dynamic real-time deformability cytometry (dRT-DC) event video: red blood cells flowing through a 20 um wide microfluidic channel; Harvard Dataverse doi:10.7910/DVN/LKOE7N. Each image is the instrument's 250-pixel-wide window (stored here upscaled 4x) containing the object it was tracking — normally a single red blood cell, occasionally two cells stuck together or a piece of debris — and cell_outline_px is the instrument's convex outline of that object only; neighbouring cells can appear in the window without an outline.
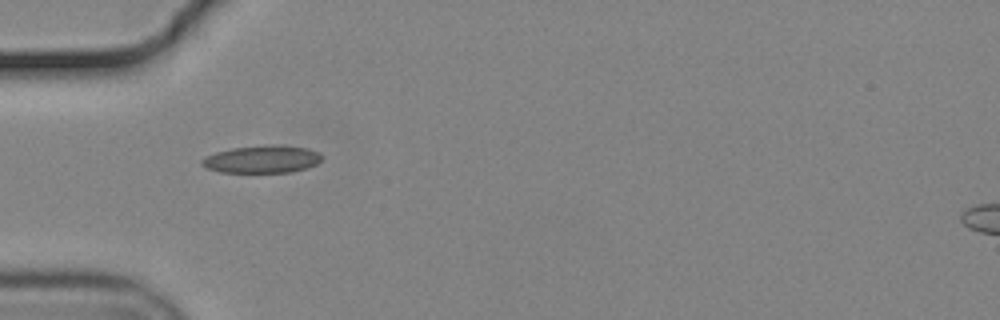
{"species": "common noctule bat (a hibernating species)", "species_latin": "Nyctalus noctula", "temperature_condition": "cold", "stored_images_in_passage": 13, "camera_frame_rate_fps": 3000, "um_per_image_px": 0.085, "animal": {"sex": "male", "body_mass_g": 19.2, "forearm_length_mm": 51.8}, "frame": {"image": 1, "passage_image": 1, "time_ms": 0.0, "image_size_px": [1000, 320], "cell_outline_px": [[324, 156], [316, 164], [304, 168], [288, 172], [220, 172], [208, 168], [200, 164], [200, 160], [204, 156], [216, 152], [232, 148], [272, 144], [308, 148], [320, 152]], "centroid_in_image_um": [22.26, 13.52], "position_along_channel_um": 62.7, "area_um2": 19.25}}
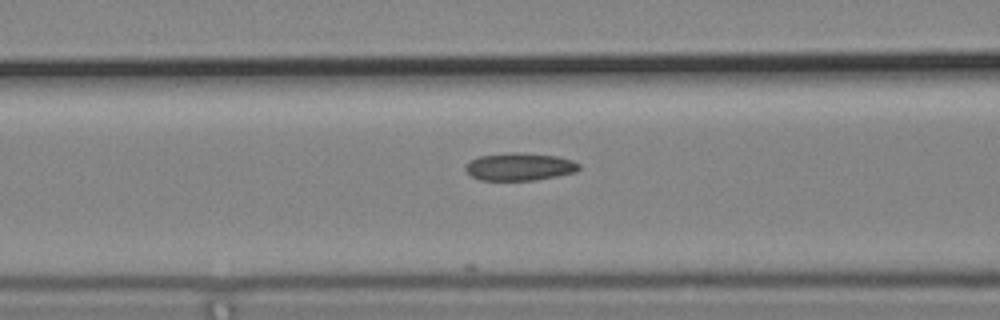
{"frame": {"image": 2, "passage_image": 6, "time_ms": 1.667, "image_size_px": [1000, 320], "cell_outline_px": [[580, 168], [576, 172], [536, 180], [480, 180], [472, 176], [464, 168], [472, 160], [480, 156], [512, 152], [524, 152], [556, 156], [572, 160], [580, 164]], "centroid_in_image_um": [44.2, 14.17], "position_along_channel_um": 122.4, "area_um2": 18.21}}
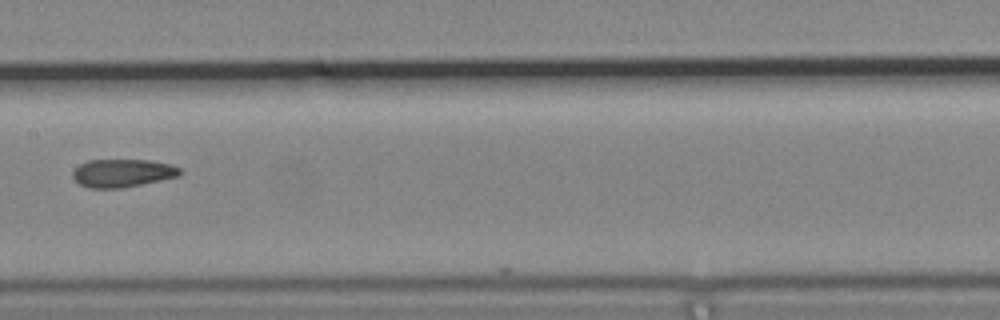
{"frame": {"image": 3, "passage_image": 12, "time_ms": 3.667, "image_size_px": [1000, 320], "cell_outline_px": [[184, 172], [180, 176], [120, 188], [88, 188], [80, 184], [72, 176], [72, 172], [80, 164], [88, 160], [152, 160], [172, 164], [180, 168]], "centroid_in_image_um": [10.45, 14.7], "position_along_channel_um": 197.0, "area_um2": 17.57}}